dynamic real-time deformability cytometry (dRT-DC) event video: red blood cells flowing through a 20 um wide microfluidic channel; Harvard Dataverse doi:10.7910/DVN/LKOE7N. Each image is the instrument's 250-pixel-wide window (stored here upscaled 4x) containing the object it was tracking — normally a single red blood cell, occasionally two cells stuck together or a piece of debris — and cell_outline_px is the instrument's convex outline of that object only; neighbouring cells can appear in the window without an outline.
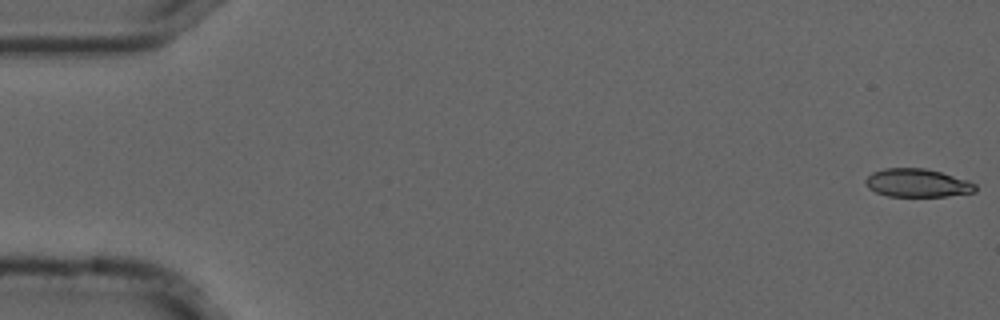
{"species": "common noctule bat (a hibernating species)", "species_latin": "Nyctalus noctula", "temperature_condition": "cold", "stored_images_in_passage": 16, "camera_frame_rate_fps": 3000, "um_per_image_px": 0.085, "animal": {"sex": "male", "forearm_length_mm": 52.5}, "frame": {"image": 1, "passage_image": 1, "time_ms": 0.0, "image_size_px": [1000, 320], "cell_outline_px": [[976, 192], [948, 196], [888, 196], [876, 192], [868, 188], [864, 180], [872, 172], [884, 168], [924, 168], [940, 172], [968, 180], [976, 184]], "centroid_in_image_um": [77.97, 15.55], "position_along_channel_um": 7.0, "area_um2": 18.09}}
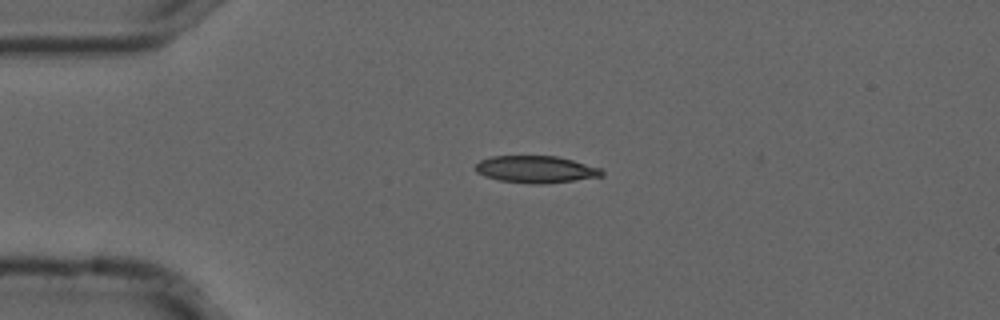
{"frame": {"image": 2, "passage_image": 13, "time_ms": 4.0, "image_size_px": [1000, 320], "cell_outline_px": [[604, 176], [540, 184], [532, 184], [500, 180], [484, 176], [476, 172], [476, 164], [480, 160], [492, 156], [556, 156], [572, 160], [600, 168], [604, 172]], "centroid_in_image_um": [45.53, 14.39], "position_along_channel_um": 39.5, "area_um2": 19.71}}